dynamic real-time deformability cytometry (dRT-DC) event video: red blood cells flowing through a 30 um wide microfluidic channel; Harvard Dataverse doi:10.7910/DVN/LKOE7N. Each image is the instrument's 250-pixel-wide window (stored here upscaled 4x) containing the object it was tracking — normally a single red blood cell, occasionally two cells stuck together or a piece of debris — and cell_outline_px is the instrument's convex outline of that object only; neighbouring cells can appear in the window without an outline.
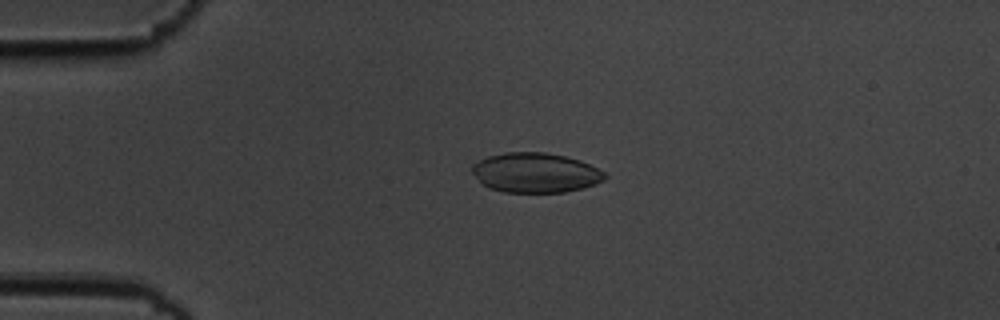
{"species": "common noctule bat (a hibernating species)", "species_latin": "Nyctalus noctula", "temperature_condition": "cold", "stored_images_in_passage": 3, "camera_frame_rate_fps": 3000, "um_per_image_px": 0.085, "animal": {"sex": "male", "body_mass_g": 19.5, "forearm_length_mm": 54.6}, "frame": {"image": 1, "passage_image": 2, "time_ms": 0.333, "image_size_px": [1000, 320], "cell_outline_px": [[608, 176], [604, 180], [584, 188], [564, 192], [504, 192], [488, 188], [472, 172], [472, 164], [488, 156], [504, 152], [544, 152], [564, 156], [580, 160], [604, 172]], "centroid_in_image_um": [45.52, 14.68], "position_along_channel_um": 39.5, "area_um2": 30.63}}